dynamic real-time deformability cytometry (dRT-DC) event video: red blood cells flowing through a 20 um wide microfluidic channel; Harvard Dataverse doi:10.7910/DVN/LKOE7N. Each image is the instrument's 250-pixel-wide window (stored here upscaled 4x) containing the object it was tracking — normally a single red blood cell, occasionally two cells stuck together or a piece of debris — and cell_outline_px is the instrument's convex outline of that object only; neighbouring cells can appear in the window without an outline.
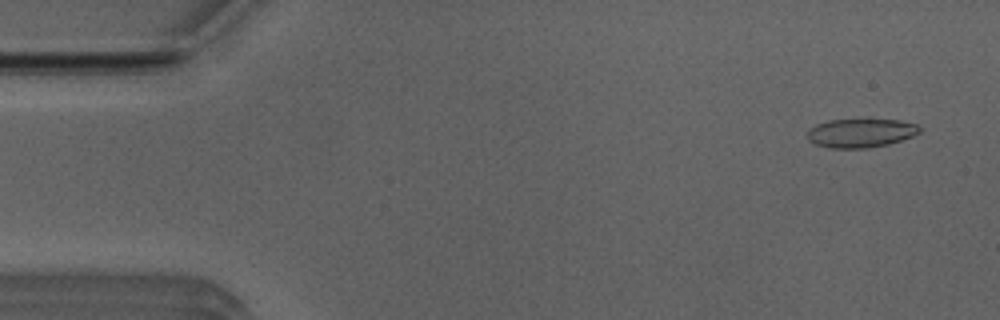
{"species": "Egyptian fruit bat (a non-hibernating species)", "species_latin": "Rousettus aegyptiacus", "temperature_condition": "room temperature", "stored_images_in_passage": 48, "camera_frame_rate_fps": 3000, "um_per_image_px": 0.085, "animal": {"sex": "male"}, "frame": {"image": 1, "passage_image": 3, "time_ms": 0.667, "image_size_px": [1000, 320], "cell_outline_px": [[920, 132], [912, 136], [888, 144], [868, 148], [832, 148], [816, 144], [808, 140], [808, 128], [816, 124], [828, 120], [900, 120], [916, 124], [920, 128]], "centroid_in_image_um": [73.14, 11.31], "position_along_channel_um": 11.9, "area_um2": 18.67}}
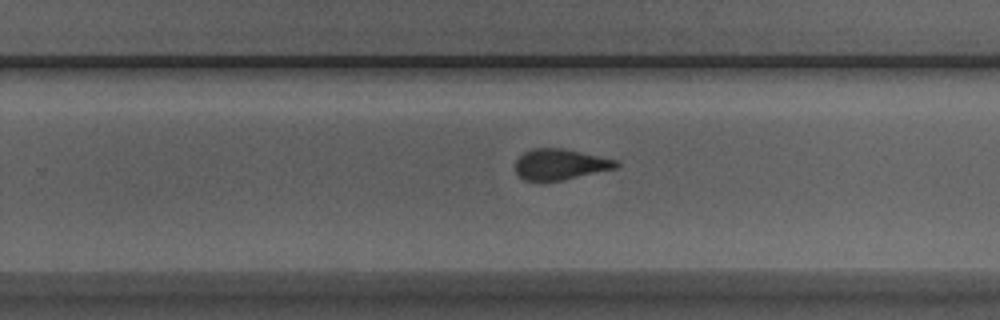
{"frame": {"image": 2, "passage_image": 32, "time_ms": 10.333, "image_size_px": [1000, 320], "cell_outline_px": [[620, 164], [616, 168], [564, 180], [544, 184], [540, 184], [524, 180], [516, 172], [516, 160], [524, 152], [532, 148], [564, 148], [616, 160]], "centroid_in_image_um": [47.57, 14.01], "position_along_channel_um": 282.2, "area_um2": 18.55}}
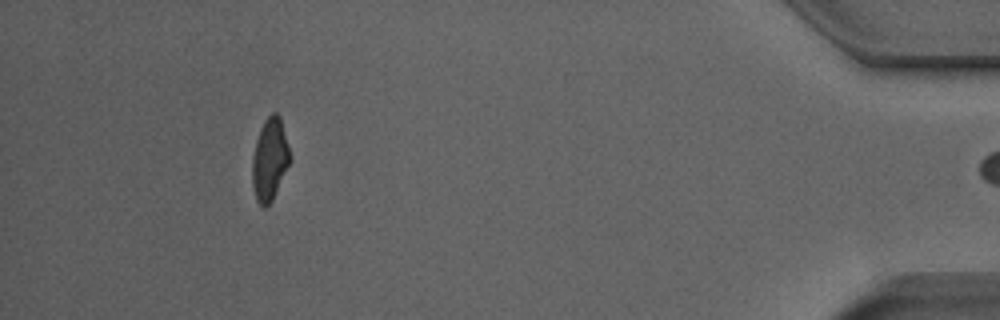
{"frame": {"image": 3, "passage_image": 47, "time_ms": 15.333, "image_size_px": [1000, 320], "cell_outline_px": [[292, 160], [272, 200], [264, 208], [256, 200], [252, 184], [252, 156], [256, 140], [260, 128], [264, 120], [272, 112], [276, 112], [280, 116]], "centroid_in_image_um": [22.93, 13.54], "position_along_channel_um": 412.3, "area_um2": 18.21}, "authors_computed_cell_mechanics": {"area_um2": 19.074, "velocity_mm_per_s": 3.9611, "shape_relaxation_time_tau1_ms": 8.8663, "shape_relaxation_time_tau2_ms": 1.5791, "deformation_change_tau1": 0.1871, "deformation_change_tau2": 0.0717}}